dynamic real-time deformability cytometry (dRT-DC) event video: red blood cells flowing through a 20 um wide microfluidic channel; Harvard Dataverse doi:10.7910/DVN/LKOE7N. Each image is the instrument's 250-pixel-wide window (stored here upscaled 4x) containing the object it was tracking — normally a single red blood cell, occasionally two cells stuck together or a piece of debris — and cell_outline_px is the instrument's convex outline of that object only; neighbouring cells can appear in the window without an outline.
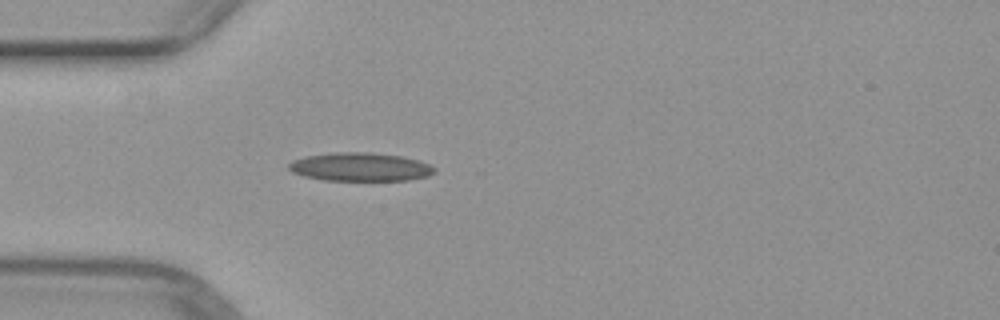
{"species": "common noctule bat (a hibernating species)", "species_latin": "Nyctalus noctula", "temperature_condition": "warm", "stored_images_in_passage": 18, "camera_frame_rate_fps": 3000, "um_per_image_px": 0.085, "animal": {"sex": "female", "body_mass_g": 29.2, "forearm_length_mm": 56.3}, "frame": {"image": 1, "passage_image": 4, "time_ms": 1.0, "image_size_px": [1000, 320], "cell_outline_px": [[436, 172], [428, 176], [408, 180], [324, 180], [304, 176], [292, 172], [288, 168], [288, 164], [292, 160], [304, 156], [336, 152], [368, 152], [400, 156], [420, 160], [436, 168]], "centroid_in_image_um": [30.62, 14.18], "position_along_channel_um": 54.4, "area_um2": 24.22}}
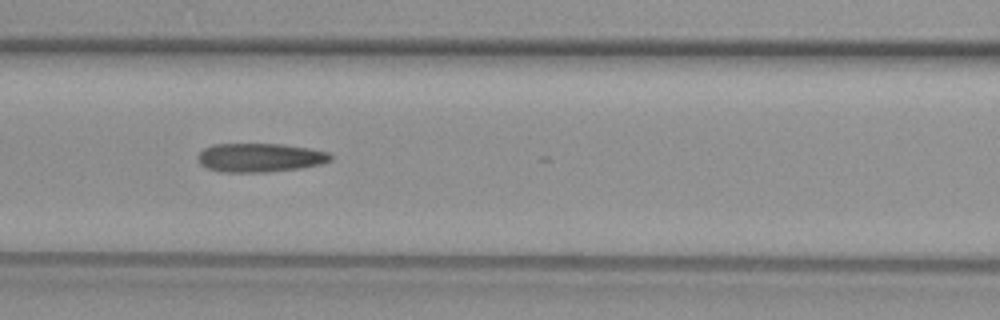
{"frame": {"image": 2, "passage_image": 11, "time_ms": 3.333, "image_size_px": [1000, 320], "cell_outline_px": [[332, 160], [320, 164], [300, 168], [268, 172], [220, 172], [208, 168], [200, 164], [196, 160], [196, 156], [204, 148], [212, 144], [284, 144], [308, 148], [328, 152], [332, 156]], "centroid_in_image_um": [22.06, 13.39], "position_along_channel_um": 144.5, "area_um2": 22.43}}
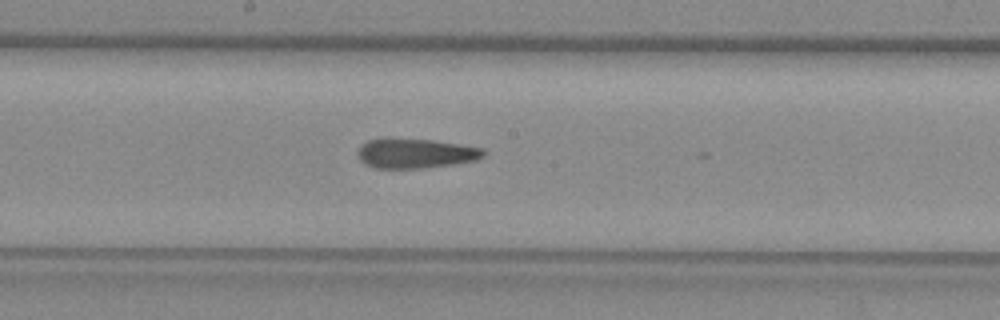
{"frame": {"image": 3, "passage_image": 16, "time_ms": 5.0, "image_size_px": [1000, 320], "cell_outline_px": [[488, 152], [484, 156], [476, 160], [452, 164], [424, 168], [376, 168], [364, 164], [356, 156], [356, 152], [368, 140], [384, 136], [432, 140], [484, 148]], "centroid_in_image_um": [35.28, 13.01], "position_along_channel_um": 212.9, "area_um2": 22.25}}